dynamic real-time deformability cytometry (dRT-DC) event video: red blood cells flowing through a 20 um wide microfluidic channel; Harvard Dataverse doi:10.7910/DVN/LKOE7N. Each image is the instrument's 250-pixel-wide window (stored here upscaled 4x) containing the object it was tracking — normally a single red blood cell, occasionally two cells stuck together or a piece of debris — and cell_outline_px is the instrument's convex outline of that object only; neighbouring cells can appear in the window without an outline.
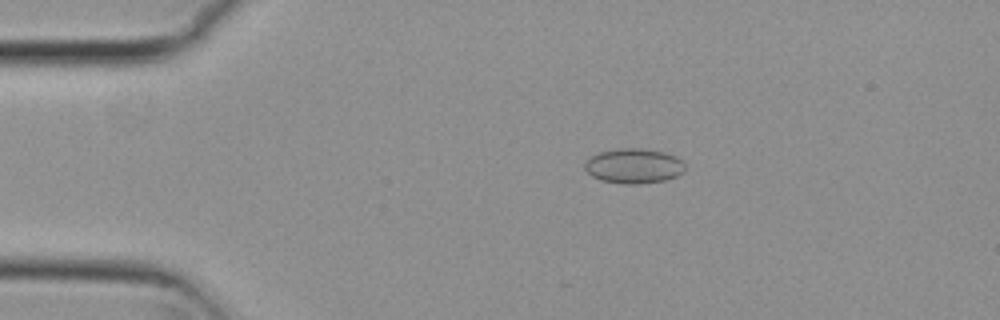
{"species": "common noctule bat (a hibernating species)", "species_latin": "Nyctalus noctula", "temperature_condition": "cold", "stored_images_in_passage": 10, "camera_frame_rate_fps": 3000, "um_per_image_px": 0.085, "animal": {"sex": "female", "body_mass_g": 29.2, "forearm_length_mm": 56.3}, "frame": {"image": 1, "passage_image": 3, "time_ms": 0.667, "image_size_px": [1000, 320], "cell_outline_px": [[684, 172], [676, 176], [664, 180], [640, 184], [624, 184], [600, 180], [592, 176], [584, 168], [584, 164], [592, 156], [600, 152], [620, 148], [640, 148], [664, 152], [676, 156], [684, 164]], "centroid_in_image_um": [53.87, 14.11], "position_along_channel_um": 31.1, "area_um2": 20.29}}